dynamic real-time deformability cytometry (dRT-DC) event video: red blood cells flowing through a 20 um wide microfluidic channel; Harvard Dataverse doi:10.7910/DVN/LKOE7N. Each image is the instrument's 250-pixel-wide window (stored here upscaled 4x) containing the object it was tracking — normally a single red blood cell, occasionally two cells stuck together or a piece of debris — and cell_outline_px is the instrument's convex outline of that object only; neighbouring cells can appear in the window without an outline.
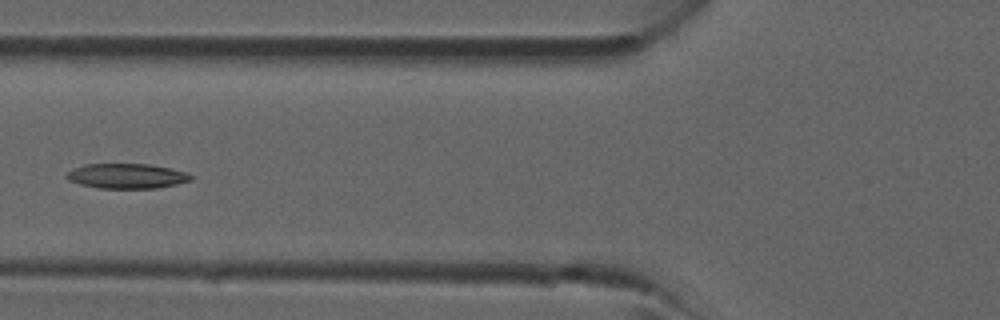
{"species": "common noctule bat (a hibernating species)", "species_latin": "Nyctalus noctula", "temperature_condition": "room temperature", "stored_images_in_passage": 4, "camera_frame_rate_fps": 3000, "um_per_image_px": 0.085, "animal": {"sex": "male", "forearm_length_mm": 52.5}, "frame": {"image": 1, "passage_image": 4, "time_ms": 3.333, "image_size_px": [1000, 320], "cell_outline_px": [[192, 180], [176, 184], [156, 188], [100, 188], [80, 184], [68, 180], [64, 176], [68, 172], [84, 164], [148, 164], [168, 168], [184, 172], [192, 176]], "centroid_in_image_um": [10.75, 14.96], "position_along_channel_um": 115.1, "area_um2": 17.8}}